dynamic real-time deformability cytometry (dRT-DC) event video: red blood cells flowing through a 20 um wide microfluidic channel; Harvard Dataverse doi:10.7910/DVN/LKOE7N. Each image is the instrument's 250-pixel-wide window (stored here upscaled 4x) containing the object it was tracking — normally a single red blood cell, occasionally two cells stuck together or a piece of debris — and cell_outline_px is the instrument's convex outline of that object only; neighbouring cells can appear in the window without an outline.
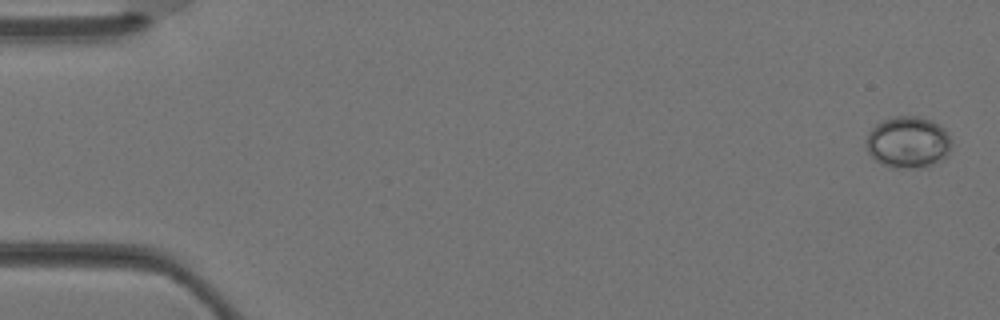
{"species": "Egyptian fruit bat (a non-hibernating species)", "species_latin": "Rousettus aegyptiacus", "temperature_condition": "warm", "stored_images_in_passage": 4, "camera_frame_rate_fps": 3000, "um_per_image_px": 0.085, "animal": {"sex": "female"}, "frame": {"image": 1, "passage_image": 1, "time_ms": 0.0, "image_size_px": [1000, 320], "cell_outline_px": [[952, 144], [948, 152], [940, 160], [928, 168], [892, 168], [876, 160], [868, 152], [868, 132], [880, 120], [896, 116], [920, 116], [932, 120], [944, 128], [952, 140]], "centroid_in_image_um": [77.21, 12.08], "position_along_channel_um": 7.8, "area_um2": 25.78}}